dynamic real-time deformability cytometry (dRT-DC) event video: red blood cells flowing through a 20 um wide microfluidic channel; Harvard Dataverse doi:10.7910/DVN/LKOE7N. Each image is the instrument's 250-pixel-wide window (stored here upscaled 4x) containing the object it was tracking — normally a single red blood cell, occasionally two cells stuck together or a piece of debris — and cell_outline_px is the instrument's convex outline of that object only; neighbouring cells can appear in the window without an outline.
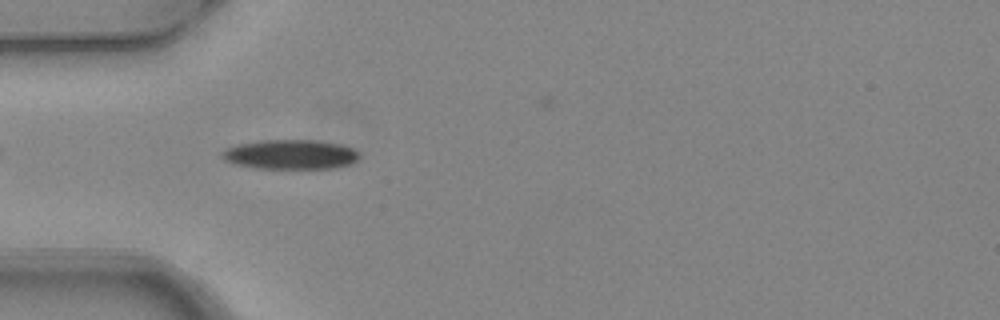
{"species": "common noctule bat (a hibernating species)", "species_latin": "Nyctalus noctula", "temperature_condition": "warm", "stored_images_in_passage": 2, "camera_frame_rate_fps": 3000, "um_per_image_px": 0.085, "animal": {"sex": "female", "body_mass_g": 24.6, "forearm_length_mm": 56.2}, "frame": {"image": 1, "passage_image": 2, "time_ms": 0.333, "image_size_px": [1000, 320], "cell_outline_px": [[360, 156], [356, 160], [348, 164], [332, 168], [252, 168], [236, 164], [224, 160], [220, 156], [220, 152], [224, 148], [240, 144], [260, 140], [312, 140], [340, 144], [352, 148], [360, 152]], "centroid_in_image_um": [24.64, 13.12], "position_along_channel_um": 60.4, "area_um2": 23.64}}